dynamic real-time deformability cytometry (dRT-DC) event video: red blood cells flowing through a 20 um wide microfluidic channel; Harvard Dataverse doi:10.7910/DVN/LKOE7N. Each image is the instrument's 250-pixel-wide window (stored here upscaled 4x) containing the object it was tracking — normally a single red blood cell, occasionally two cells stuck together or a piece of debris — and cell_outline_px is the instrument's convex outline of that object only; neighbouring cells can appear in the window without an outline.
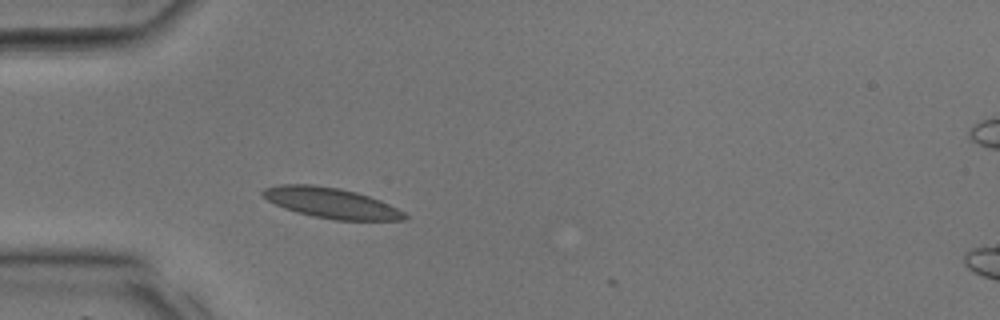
{"species": "common noctule bat (a hibernating species)", "species_latin": "Nyctalus noctula", "temperature_condition": "room temperature", "stored_images_in_passage": 4, "camera_frame_rate_fps": 3000, "um_per_image_px": 0.085, "animal": {"sex": "male", "body_mass_g": 17.9, "forearm_length_mm": 54.2}, "frame": {"image": 1, "passage_image": 1, "time_ms": 0.0, "image_size_px": [1000, 320], "cell_outline_px": [[408, 216], [404, 220], [336, 220], [312, 216], [296, 212], [284, 208], [268, 200], [260, 192], [264, 188], [280, 184], [312, 184], [340, 188], [356, 192], [380, 200], [404, 212]], "centroid_in_image_um": [28.13, 17.24], "position_along_channel_um": 56.9, "area_um2": 25.03}}